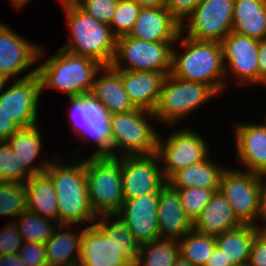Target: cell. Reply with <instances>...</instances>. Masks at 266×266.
Segmentation results:
<instances>
[{
	"mask_svg": "<svg viewBox=\"0 0 266 266\" xmlns=\"http://www.w3.org/2000/svg\"><path fill=\"white\" fill-rule=\"evenodd\" d=\"M74 151L75 155H79L78 158L73 157L70 158L71 160L68 158L64 159L65 161L60 158V161L56 155L45 172L51 177L56 193L59 225L87 227V225H93L98 216L92 210L89 202L85 157H81L80 149ZM56 157L57 160H55ZM79 157L81 158L79 159Z\"/></svg>",
	"mask_w": 266,
	"mask_h": 266,
	"instance_id": "obj_1",
	"label": "cell"
},
{
	"mask_svg": "<svg viewBox=\"0 0 266 266\" xmlns=\"http://www.w3.org/2000/svg\"><path fill=\"white\" fill-rule=\"evenodd\" d=\"M170 74L207 84L221 95L227 90L221 43L195 40L181 32L172 47Z\"/></svg>",
	"mask_w": 266,
	"mask_h": 266,
	"instance_id": "obj_2",
	"label": "cell"
},
{
	"mask_svg": "<svg viewBox=\"0 0 266 266\" xmlns=\"http://www.w3.org/2000/svg\"><path fill=\"white\" fill-rule=\"evenodd\" d=\"M37 66L41 93L55 90L67 98L91 93L95 77L103 67L98 61L69 53L61 48Z\"/></svg>",
	"mask_w": 266,
	"mask_h": 266,
	"instance_id": "obj_3",
	"label": "cell"
},
{
	"mask_svg": "<svg viewBox=\"0 0 266 266\" xmlns=\"http://www.w3.org/2000/svg\"><path fill=\"white\" fill-rule=\"evenodd\" d=\"M61 7L69 37L60 48L74 55L90 57L103 66L111 65L117 38L110 26L88 15L76 4Z\"/></svg>",
	"mask_w": 266,
	"mask_h": 266,
	"instance_id": "obj_4",
	"label": "cell"
},
{
	"mask_svg": "<svg viewBox=\"0 0 266 266\" xmlns=\"http://www.w3.org/2000/svg\"><path fill=\"white\" fill-rule=\"evenodd\" d=\"M218 96L219 94L207 84L184 81L169 74L163 81L153 114L157 123L171 129Z\"/></svg>",
	"mask_w": 266,
	"mask_h": 266,
	"instance_id": "obj_5",
	"label": "cell"
},
{
	"mask_svg": "<svg viewBox=\"0 0 266 266\" xmlns=\"http://www.w3.org/2000/svg\"><path fill=\"white\" fill-rule=\"evenodd\" d=\"M156 122L152 111L140 108L111 114V156L156 153L159 136L154 128Z\"/></svg>",
	"mask_w": 266,
	"mask_h": 266,
	"instance_id": "obj_6",
	"label": "cell"
},
{
	"mask_svg": "<svg viewBox=\"0 0 266 266\" xmlns=\"http://www.w3.org/2000/svg\"><path fill=\"white\" fill-rule=\"evenodd\" d=\"M89 202L97 216L116 215L122 208L121 156L85 158Z\"/></svg>",
	"mask_w": 266,
	"mask_h": 266,
	"instance_id": "obj_7",
	"label": "cell"
},
{
	"mask_svg": "<svg viewBox=\"0 0 266 266\" xmlns=\"http://www.w3.org/2000/svg\"><path fill=\"white\" fill-rule=\"evenodd\" d=\"M67 114L71 132L80 142L94 144L90 156H111L110 114L91 94L67 98Z\"/></svg>",
	"mask_w": 266,
	"mask_h": 266,
	"instance_id": "obj_8",
	"label": "cell"
},
{
	"mask_svg": "<svg viewBox=\"0 0 266 266\" xmlns=\"http://www.w3.org/2000/svg\"><path fill=\"white\" fill-rule=\"evenodd\" d=\"M193 127H177L167 138L158 136L157 151L167 180L177 171L202 162L211 155L210 143ZM165 138V139H164Z\"/></svg>",
	"mask_w": 266,
	"mask_h": 266,
	"instance_id": "obj_9",
	"label": "cell"
},
{
	"mask_svg": "<svg viewBox=\"0 0 266 266\" xmlns=\"http://www.w3.org/2000/svg\"><path fill=\"white\" fill-rule=\"evenodd\" d=\"M176 41L149 42L128 35L116 39L111 66L116 70L171 73L172 47Z\"/></svg>",
	"mask_w": 266,
	"mask_h": 266,
	"instance_id": "obj_10",
	"label": "cell"
},
{
	"mask_svg": "<svg viewBox=\"0 0 266 266\" xmlns=\"http://www.w3.org/2000/svg\"><path fill=\"white\" fill-rule=\"evenodd\" d=\"M45 54L48 53L43 44L31 41L9 24L0 22V72L8 78L23 79L35 75L37 66H33L39 64Z\"/></svg>",
	"mask_w": 266,
	"mask_h": 266,
	"instance_id": "obj_11",
	"label": "cell"
},
{
	"mask_svg": "<svg viewBox=\"0 0 266 266\" xmlns=\"http://www.w3.org/2000/svg\"><path fill=\"white\" fill-rule=\"evenodd\" d=\"M221 46L226 88L231 85L228 83H231L233 78L232 83L237 85L236 88L238 85L239 88L259 85V40L231 31L222 40Z\"/></svg>",
	"mask_w": 266,
	"mask_h": 266,
	"instance_id": "obj_12",
	"label": "cell"
},
{
	"mask_svg": "<svg viewBox=\"0 0 266 266\" xmlns=\"http://www.w3.org/2000/svg\"><path fill=\"white\" fill-rule=\"evenodd\" d=\"M234 0H202L181 24V32L195 40L221 43L232 31Z\"/></svg>",
	"mask_w": 266,
	"mask_h": 266,
	"instance_id": "obj_13",
	"label": "cell"
},
{
	"mask_svg": "<svg viewBox=\"0 0 266 266\" xmlns=\"http://www.w3.org/2000/svg\"><path fill=\"white\" fill-rule=\"evenodd\" d=\"M260 174L227 167L219 192L228 200L242 225H255L259 212Z\"/></svg>",
	"mask_w": 266,
	"mask_h": 266,
	"instance_id": "obj_14",
	"label": "cell"
},
{
	"mask_svg": "<svg viewBox=\"0 0 266 266\" xmlns=\"http://www.w3.org/2000/svg\"><path fill=\"white\" fill-rule=\"evenodd\" d=\"M124 200L159 193L168 183L157 153L121 156Z\"/></svg>",
	"mask_w": 266,
	"mask_h": 266,
	"instance_id": "obj_15",
	"label": "cell"
},
{
	"mask_svg": "<svg viewBox=\"0 0 266 266\" xmlns=\"http://www.w3.org/2000/svg\"><path fill=\"white\" fill-rule=\"evenodd\" d=\"M41 86L39 75L14 79L13 84L0 91V108L21 128L39 122Z\"/></svg>",
	"mask_w": 266,
	"mask_h": 266,
	"instance_id": "obj_16",
	"label": "cell"
},
{
	"mask_svg": "<svg viewBox=\"0 0 266 266\" xmlns=\"http://www.w3.org/2000/svg\"><path fill=\"white\" fill-rule=\"evenodd\" d=\"M254 122V123H253ZM236 122L232 126L235 162L243 171L266 174V128L256 120ZM245 167V168H244Z\"/></svg>",
	"mask_w": 266,
	"mask_h": 266,
	"instance_id": "obj_17",
	"label": "cell"
},
{
	"mask_svg": "<svg viewBox=\"0 0 266 266\" xmlns=\"http://www.w3.org/2000/svg\"><path fill=\"white\" fill-rule=\"evenodd\" d=\"M158 198L159 193H153L127 199L116 214L139 245L160 239L157 220Z\"/></svg>",
	"mask_w": 266,
	"mask_h": 266,
	"instance_id": "obj_18",
	"label": "cell"
},
{
	"mask_svg": "<svg viewBox=\"0 0 266 266\" xmlns=\"http://www.w3.org/2000/svg\"><path fill=\"white\" fill-rule=\"evenodd\" d=\"M181 33V23L166 9L142 8L128 36L149 41H176Z\"/></svg>",
	"mask_w": 266,
	"mask_h": 266,
	"instance_id": "obj_19",
	"label": "cell"
},
{
	"mask_svg": "<svg viewBox=\"0 0 266 266\" xmlns=\"http://www.w3.org/2000/svg\"><path fill=\"white\" fill-rule=\"evenodd\" d=\"M78 266H132L94 224L84 229Z\"/></svg>",
	"mask_w": 266,
	"mask_h": 266,
	"instance_id": "obj_20",
	"label": "cell"
},
{
	"mask_svg": "<svg viewBox=\"0 0 266 266\" xmlns=\"http://www.w3.org/2000/svg\"><path fill=\"white\" fill-rule=\"evenodd\" d=\"M157 220L160 238L179 240L193 229V223L182 208L177 190L168 183L159 192Z\"/></svg>",
	"mask_w": 266,
	"mask_h": 266,
	"instance_id": "obj_21",
	"label": "cell"
},
{
	"mask_svg": "<svg viewBox=\"0 0 266 266\" xmlns=\"http://www.w3.org/2000/svg\"><path fill=\"white\" fill-rule=\"evenodd\" d=\"M40 128L39 123L34 126L20 128L6 140L19 163L31 176L45 172L52 161V158L44 159L40 157L44 156L40 155L44 146L43 132ZM36 160L38 161L37 164Z\"/></svg>",
	"mask_w": 266,
	"mask_h": 266,
	"instance_id": "obj_22",
	"label": "cell"
},
{
	"mask_svg": "<svg viewBox=\"0 0 266 266\" xmlns=\"http://www.w3.org/2000/svg\"><path fill=\"white\" fill-rule=\"evenodd\" d=\"M90 94L103 105L110 115L137 109L124 90L121 70H116L111 65L103 66L99 70Z\"/></svg>",
	"mask_w": 266,
	"mask_h": 266,
	"instance_id": "obj_23",
	"label": "cell"
},
{
	"mask_svg": "<svg viewBox=\"0 0 266 266\" xmlns=\"http://www.w3.org/2000/svg\"><path fill=\"white\" fill-rule=\"evenodd\" d=\"M166 75L154 71L121 70L124 90L136 108L154 111Z\"/></svg>",
	"mask_w": 266,
	"mask_h": 266,
	"instance_id": "obj_24",
	"label": "cell"
},
{
	"mask_svg": "<svg viewBox=\"0 0 266 266\" xmlns=\"http://www.w3.org/2000/svg\"><path fill=\"white\" fill-rule=\"evenodd\" d=\"M85 228L80 225H58L45 243L48 266H78Z\"/></svg>",
	"mask_w": 266,
	"mask_h": 266,
	"instance_id": "obj_25",
	"label": "cell"
},
{
	"mask_svg": "<svg viewBox=\"0 0 266 266\" xmlns=\"http://www.w3.org/2000/svg\"><path fill=\"white\" fill-rule=\"evenodd\" d=\"M241 225L228 200L218 191L193 223V229L202 234L217 236Z\"/></svg>",
	"mask_w": 266,
	"mask_h": 266,
	"instance_id": "obj_26",
	"label": "cell"
},
{
	"mask_svg": "<svg viewBox=\"0 0 266 266\" xmlns=\"http://www.w3.org/2000/svg\"><path fill=\"white\" fill-rule=\"evenodd\" d=\"M213 158L210 155L200 163L175 172L167 180L168 184L172 188H208L218 192L221 176L229 166L219 164Z\"/></svg>",
	"mask_w": 266,
	"mask_h": 266,
	"instance_id": "obj_27",
	"label": "cell"
},
{
	"mask_svg": "<svg viewBox=\"0 0 266 266\" xmlns=\"http://www.w3.org/2000/svg\"><path fill=\"white\" fill-rule=\"evenodd\" d=\"M25 187L26 209L59 224V207L51 177L46 172L32 175Z\"/></svg>",
	"mask_w": 266,
	"mask_h": 266,
	"instance_id": "obj_28",
	"label": "cell"
},
{
	"mask_svg": "<svg viewBox=\"0 0 266 266\" xmlns=\"http://www.w3.org/2000/svg\"><path fill=\"white\" fill-rule=\"evenodd\" d=\"M232 31L257 40L266 38V0H234Z\"/></svg>",
	"mask_w": 266,
	"mask_h": 266,
	"instance_id": "obj_29",
	"label": "cell"
},
{
	"mask_svg": "<svg viewBox=\"0 0 266 266\" xmlns=\"http://www.w3.org/2000/svg\"><path fill=\"white\" fill-rule=\"evenodd\" d=\"M256 232L253 225H241L215 236L216 247L232 266L247 265Z\"/></svg>",
	"mask_w": 266,
	"mask_h": 266,
	"instance_id": "obj_30",
	"label": "cell"
},
{
	"mask_svg": "<svg viewBox=\"0 0 266 266\" xmlns=\"http://www.w3.org/2000/svg\"><path fill=\"white\" fill-rule=\"evenodd\" d=\"M94 225L122 252L123 257L135 266L138 260L139 244L135 241L124 222L116 215L98 216Z\"/></svg>",
	"mask_w": 266,
	"mask_h": 266,
	"instance_id": "obj_31",
	"label": "cell"
},
{
	"mask_svg": "<svg viewBox=\"0 0 266 266\" xmlns=\"http://www.w3.org/2000/svg\"><path fill=\"white\" fill-rule=\"evenodd\" d=\"M179 256L178 240L160 238L139 246L135 266H173Z\"/></svg>",
	"mask_w": 266,
	"mask_h": 266,
	"instance_id": "obj_32",
	"label": "cell"
},
{
	"mask_svg": "<svg viewBox=\"0 0 266 266\" xmlns=\"http://www.w3.org/2000/svg\"><path fill=\"white\" fill-rule=\"evenodd\" d=\"M180 256L194 266H205L216 247L215 236L194 229L178 240Z\"/></svg>",
	"mask_w": 266,
	"mask_h": 266,
	"instance_id": "obj_33",
	"label": "cell"
},
{
	"mask_svg": "<svg viewBox=\"0 0 266 266\" xmlns=\"http://www.w3.org/2000/svg\"><path fill=\"white\" fill-rule=\"evenodd\" d=\"M18 219H15V222L24 242L45 244L59 225L58 222L30 212L27 209Z\"/></svg>",
	"mask_w": 266,
	"mask_h": 266,
	"instance_id": "obj_34",
	"label": "cell"
},
{
	"mask_svg": "<svg viewBox=\"0 0 266 266\" xmlns=\"http://www.w3.org/2000/svg\"><path fill=\"white\" fill-rule=\"evenodd\" d=\"M25 210V184L0 181V216L11 217L14 221Z\"/></svg>",
	"mask_w": 266,
	"mask_h": 266,
	"instance_id": "obj_35",
	"label": "cell"
},
{
	"mask_svg": "<svg viewBox=\"0 0 266 266\" xmlns=\"http://www.w3.org/2000/svg\"><path fill=\"white\" fill-rule=\"evenodd\" d=\"M179 194L182 208L192 223L200 216L215 191L208 188H174Z\"/></svg>",
	"mask_w": 266,
	"mask_h": 266,
	"instance_id": "obj_36",
	"label": "cell"
},
{
	"mask_svg": "<svg viewBox=\"0 0 266 266\" xmlns=\"http://www.w3.org/2000/svg\"><path fill=\"white\" fill-rule=\"evenodd\" d=\"M30 177L8 142L0 141V181L25 184Z\"/></svg>",
	"mask_w": 266,
	"mask_h": 266,
	"instance_id": "obj_37",
	"label": "cell"
},
{
	"mask_svg": "<svg viewBox=\"0 0 266 266\" xmlns=\"http://www.w3.org/2000/svg\"><path fill=\"white\" fill-rule=\"evenodd\" d=\"M141 9L134 0H119L109 25L116 38L129 35Z\"/></svg>",
	"mask_w": 266,
	"mask_h": 266,
	"instance_id": "obj_38",
	"label": "cell"
},
{
	"mask_svg": "<svg viewBox=\"0 0 266 266\" xmlns=\"http://www.w3.org/2000/svg\"><path fill=\"white\" fill-rule=\"evenodd\" d=\"M119 0H80L76 5L101 23L110 25Z\"/></svg>",
	"mask_w": 266,
	"mask_h": 266,
	"instance_id": "obj_39",
	"label": "cell"
},
{
	"mask_svg": "<svg viewBox=\"0 0 266 266\" xmlns=\"http://www.w3.org/2000/svg\"><path fill=\"white\" fill-rule=\"evenodd\" d=\"M24 241L14 221H8L0 229V256L6 254H18V250Z\"/></svg>",
	"mask_w": 266,
	"mask_h": 266,
	"instance_id": "obj_40",
	"label": "cell"
},
{
	"mask_svg": "<svg viewBox=\"0 0 266 266\" xmlns=\"http://www.w3.org/2000/svg\"><path fill=\"white\" fill-rule=\"evenodd\" d=\"M18 255L25 266H48L44 243L24 242Z\"/></svg>",
	"mask_w": 266,
	"mask_h": 266,
	"instance_id": "obj_41",
	"label": "cell"
},
{
	"mask_svg": "<svg viewBox=\"0 0 266 266\" xmlns=\"http://www.w3.org/2000/svg\"><path fill=\"white\" fill-rule=\"evenodd\" d=\"M202 0H166V9L181 24Z\"/></svg>",
	"mask_w": 266,
	"mask_h": 266,
	"instance_id": "obj_42",
	"label": "cell"
},
{
	"mask_svg": "<svg viewBox=\"0 0 266 266\" xmlns=\"http://www.w3.org/2000/svg\"><path fill=\"white\" fill-rule=\"evenodd\" d=\"M247 265L266 266V231L257 230Z\"/></svg>",
	"mask_w": 266,
	"mask_h": 266,
	"instance_id": "obj_43",
	"label": "cell"
},
{
	"mask_svg": "<svg viewBox=\"0 0 266 266\" xmlns=\"http://www.w3.org/2000/svg\"><path fill=\"white\" fill-rule=\"evenodd\" d=\"M255 228L266 231V174H260L259 212Z\"/></svg>",
	"mask_w": 266,
	"mask_h": 266,
	"instance_id": "obj_44",
	"label": "cell"
},
{
	"mask_svg": "<svg viewBox=\"0 0 266 266\" xmlns=\"http://www.w3.org/2000/svg\"><path fill=\"white\" fill-rule=\"evenodd\" d=\"M21 127L0 108V141H6Z\"/></svg>",
	"mask_w": 266,
	"mask_h": 266,
	"instance_id": "obj_45",
	"label": "cell"
},
{
	"mask_svg": "<svg viewBox=\"0 0 266 266\" xmlns=\"http://www.w3.org/2000/svg\"><path fill=\"white\" fill-rule=\"evenodd\" d=\"M259 86L266 87V38L259 40L258 49Z\"/></svg>",
	"mask_w": 266,
	"mask_h": 266,
	"instance_id": "obj_46",
	"label": "cell"
},
{
	"mask_svg": "<svg viewBox=\"0 0 266 266\" xmlns=\"http://www.w3.org/2000/svg\"><path fill=\"white\" fill-rule=\"evenodd\" d=\"M205 266H232L217 247L213 250Z\"/></svg>",
	"mask_w": 266,
	"mask_h": 266,
	"instance_id": "obj_47",
	"label": "cell"
},
{
	"mask_svg": "<svg viewBox=\"0 0 266 266\" xmlns=\"http://www.w3.org/2000/svg\"><path fill=\"white\" fill-rule=\"evenodd\" d=\"M0 266H25L18 254H6L0 256Z\"/></svg>",
	"mask_w": 266,
	"mask_h": 266,
	"instance_id": "obj_48",
	"label": "cell"
},
{
	"mask_svg": "<svg viewBox=\"0 0 266 266\" xmlns=\"http://www.w3.org/2000/svg\"><path fill=\"white\" fill-rule=\"evenodd\" d=\"M141 8H158L165 7L166 0H134Z\"/></svg>",
	"mask_w": 266,
	"mask_h": 266,
	"instance_id": "obj_49",
	"label": "cell"
},
{
	"mask_svg": "<svg viewBox=\"0 0 266 266\" xmlns=\"http://www.w3.org/2000/svg\"><path fill=\"white\" fill-rule=\"evenodd\" d=\"M9 3L13 6V9L15 8L17 11L23 10L24 7L30 3L31 0H8Z\"/></svg>",
	"mask_w": 266,
	"mask_h": 266,
	"instance_id": "obj_50",
	"label": "cell"
},
{
	"mask_svg": "<svg viewBox=\"0 0 266 266\" xmlns=\"http://www.w3.org/2000/svg\"><path fill=\"white\" fill-rule=\"evenodd\" d=\"M11 81L5 74L0 72V91L6 88V85Z\"/></svg>",
	"mask_w": 266,
	"mask_h": 266,
	"instance_id": "obj_51",
	"label": "cell"
},
{
	"mask_svg": "<svg viewBox=\"0 0 266 266\" xmlns=\"http://www.w3.org/2000/svg\"><path fill=\"white\" fill-rule=\"evenodd\" d=\"M173 266H194L188 260H185L181 256L176 260Z\"/></svg>",
	"mask_w": 266,
	"mask_h": 266,
	"instance_id": "obj_52",
	"label": "cell"
},
{
	"mask_svg": "<svg viewBox=\"0 0 266 266\" xmlns=\"http://www.w3.org/2000/svg\"><path fill=\"white\" fill-rule=\"evenodd\" d=\"M59 4H61V6H66V5H71V4H77L80 0H58Z\"/></svg>",
	"mask_w": 266,
	"mask_h": 266,
	"instance_id": "obj_53",
	"label": "cell"
},
{
	"mask_svg": "<svg viewBox=\"0 0 266 266\" xmlns=\"http://www.w3.org/2000/svg\"><path fill=\"white\" fill-rule=\"evenodd\" d=\"M263 118L264 121H261L260 123L266 128V115Z\"/></svg>",
	"mask_w": 266,
	"mask_h": 266,
	"instance_id": "obj_54",
	"label": "cell"
}]
</instances>
